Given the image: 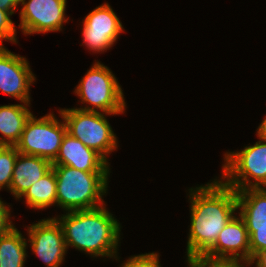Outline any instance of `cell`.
I'll return each instance as SVG.
<instances>
[{
	"label": "cell",
	"instance_id": "cell-8",
	"mask_svg": "<svg viewBox=\"0 0 266 267\" xmlns=\"http://www.w3.org/2000/svg\"><path fill=\"white\" fill-rule=\"evenodd\" d=\"M212 262L250 261V237L244 220L234 216L218 234L215 245L201 258Z\"/></svg>",
	"mask_w": 266,
	"mask_h": 267
},
{
	"label": "cell",
	"instance_id": "cell-11",
	"mask_svg": "<svg viewBox=\"0 0 266 267\" xmlns=\"http://www.w3.org/2000/svg\"><path fill=\"white\" fill-rule=\"evenodd\" d=\"M28 241L47 267H59L64 261L67 247L61 225L55 218L42 219L28 228Z\"/></svg>",
	"mask_w": 266,
	"mask_h": 267
},
{
	"label": "cell",
	"instance_id": "cell-7",
	"mask_svg": "<svg viewBox=\"0 0 266 267\" xmlns=\"http://www.w3.org/2000/svg\"><path fill=\"white\" fill-rule=\"evenodd\" d=\"M66 132L65 122H60L54 114L49 113L39 119L32 114L15 146L21 154L38 156L52 163Z\"/></svg>",
	"mask_w": 266,
	"mask_h": 267
},
{
	"label": "cell",
	"instance_id": "cell-22",
	"mask_svg": "<svg viewBox=\"0 0 266 267\" xmlns=\"http://www.w3.org/2000/svg\"><path fill=\"white\" fill-rule=\"evenodd\" d=\"M120 267H161V265L159 262V255L152 252L131 256Z\"/></svg>",
	"mask_w": 266,
	"mask_h": 267
},
{
	"label": "cell",
	"instance_id": "cell-9",
	"mask_svg": "<svg viewBox=\"0 0 266 267\" xmlns=\"http://www.w3.org/2000/svg\"><path fill=\"white\" fill-rule=\"evenodd\" d=\"M21 5L18 26L25 35L60 31L68 20L66 0H23Z\"/></svg>",
	"mask_w": 266,
	"mask_h": 267
},
{
	"label": "cell",
	"instance_id": "cell-24",
	"mask_svg": "<svg viewBox=\"0 0 266 267\" xmlns=\"http://www.w3.org/2000/svg\"><path fill=\"white\" fill-rule=\"evenodd\" d=\"M5 204L0 198V237L14 226L10 221V209Z\"/></svg>",
	"mask_w": 266,
	"mask_h": 267
},
{
	"label": "cell",
	"instance_id": "cell-18",
	"mask_svg": "<svg viewBox=\"0 0 266 267\" xmlns=\"http://www.w3.org/2000/svg\"><path fill=\"white\" fill-rule=\"evenodd\" d=\"M27 241L13 226L0 237V267H24Z\"/></svg>",
	"mask_w": 266,
	"mask_h": 267
},
{
	"label": "cell",
	"instance_id": "cell-21",
	"mask_svg": "<svg viewBox=\"0 0 266 267\" xmlns=\"http://www.w3.org/2000/svg\"><path fill=\"white\" fill-rule=\"evenodd\" d=\"M11 14L0 9V46H3L2 39L16 43V28L10 19Z\"/></svg>",
	"mask_w": 266,
	"mask_h": 267
},
{
	"label": "cell",
	"instance_id": "cell-10",
	"mask_svg": "<svg viewBox=\"0 0 266 267\" xmlns=\"http://www.w3.org/2000/svg\"><path fill=\"white\" fill-rule=\"evenodd\" d=\"M82 30L83 43L88 49L103 52L116 42L123 26L109 4L104 3L85 17Z\"/></svg>",
	"mask_w": 266,
	"mask_h": 267
},
{
	"label": "cell",
	"instance_id": "cell-16",
	"mask_svg": "<svg viewBox=\"0 0 266 267\" xmlns=\"http://www.w3.org/2000/svg\"><path fill=\"white\" fill-rule=\"evenodd\" d=\"M236 194L245 225H266V188L243 189Z\"/></svg>",
	"mask_w": 266,
	"mask_h": 267
},
{
	"label": "cell",
	"instance_id": "cell-23",
	"mask_svg": "<svg viewBox=\"0 0 266 267\" xmlns=\"http://www.w3.org/2000/svg\"><path fill=\"white\" fill-rule=\"evenodd\" d=\"M189 267H245L249 266L248 263L243 262H212L207 260H195L188 263Z\"/></svg>",
	"mask_w": 266,
	"mask_h": 267
},
{
	"label": "cell",
	"instance_id": "cell-25",
	"mask_svg": "<svg viewBox=\"0 0 266 267\" xmlns=\"http://www.w3.org/2000/svg\"><path fill=\"white\" fill-rule=\"evenodd\" d=\"M23 0H0V9L9 12L11 15L14 14L16 7L21 3Z\"/></svg>",
	"mask_w": 266,
	"mask_h": 267
},
{
	"label": "cell",
	"instance_id": "cell-15",
	"mask_svg": "<svg viewBox=\"0 0 266 267\" xmlns=\"http://www.w3.org/2000/svg\"><path fill=\"white\" fill-rule=\"evenodd\" d=\"M30 103L0 106V145L15 146L22 135L25 124L32 115L27 108Z\"/></svg>",
	"mask_w": 266,
	"mask_h": 267
},
{
	"label": "cell",
	"instance_id": "cell-4",
	"mask_svg": "<svg viewBox=\"0 0 266 267\" xmlns=\"http://www.w3.org/2000/svg\"><path fill=\"white\" fill-rule=\"evenodd\" d=\"M122 91L111 70L98 61L88 70L74 91L82 104L88 103L92 107L88 105L76 109L92 112L100 110L105 115L124 113L126 103Z\"/></svg>",
	"mask_w": 266,
	"mask_h": 267
},
{
	"label": "cell",
	"instance_id": "cell-26",
	"mask_svg": "<svg viewBox=\"0 0 266 267\" xmlns=\"http://www.w3.org/2000/svg\"><path fill=\"white\" fill-rule=\"evenodd\" d=\"M255 263L256 267H266V249L257 252L248 262V265H253Z\"/></svg>",
	"mask_w": 266,
	"mask_h": 267
},
{
	"label": "cell",
	"instance_id": "cell-6",
	"mask_svg": "<svg viewBox=\"0 0 266 267\" xmlns=\"http://www.w3.org/2000/svg\"><path fill=\"white\" fill-rule=\"evenodd\" d=\"M67 133L95 150L106 161L108 154L118 148L117 138L104 113L82 111L76 108L60 109Z\"/></svg>",
	"mask_w": 266,
	"mask_h": 267
},
{
	"label": "cell",
	"instance_id": "cell-27",
	"mask_svg": "<svg viewBox=\"0 0 266 267\" xmlns=\"http://www.w3.org/2000/svg\"><path fill=\"white\" fill-rule=\"evenodd\" d=\"M257 135L259 139L266 141V117L264 120H262V123L259 125L257 129Z\"/></svg>",
	"mask_w": 266,
	"mask_h": 267
},
{
	"label": "cell",
	"instance_id": "cell-13",
	"mask_svg": "<svg viewBox=\"0 0 266 267\" xmlns=\"http://www.w3.org/2000/svg\"><path fill=\"white\" fill-rule=\"evenodd\" d=\"M52 165H66L86 172H110L108 162L99 153L67 132Z\"/></svg>",
	"mask_w": 266,
	"mask_h": 267
},
{
	"label": "cell",
	"instance_id": "cell-1",
	"mask_svg": "<svg viewBox=\"0 0 266 267\" xmlns=\"http://www.w3.org/2000/svg\"><path fill=\"white\" fill-rule=\"evenodd\" d=\"M191 223L187 242V261L201 259L216 243L218 234L238 210L236 190L223 180L189 189Z\"/></svg>",
	"mask_w": 266,
	"mask_h": 267
},
{
	"label": "cell",
	"instance_id": "cell-5",
	"mask_svg": "<svg viewBox=\"0 0 266 267\" xmlns=\"http://www.w3.org/2000/svg\"><path fill=\"white\" fill-rule=\"evenodd\" d=\"M222 179L227 186L241 191L250 188H266V141L260 139L241 151L224 155ZM255 180L252 182L250 179Z\"/></svg>",
	"mask_w": 266,
	"mask_h": 267
},
{
	"label": "cell",
	"instance_id": "cell-12",
	"mask_svg": "<svg viewBox=\"0 0 266 267\" xmlns=\"http://www.w3.org/2000/svg\"><path fill=\"white\" fill-rule=\"evenodd\" d=\"M35 78L25 57L0 46V91L21 103H30L29 88Z\"/></svg>",
	"mask_w": 266,
	"mask_h": 267
},
{
	"label": "cell",
	"instance_id": "cell-3",
	"mask_svg": "<svg viewBox=\"0 0 266 267\" xmlns=\"http://www.w3.org/2000/svg\"><path fill=\"white\" fill-rule=\"evenodd\" d=\"M57 183V206L65 211L88 210L104 205L109 172H86L66 165H52Z\"/></svg>",
	"mask_w": 266,
	"mask_h": 267
},
{
	"label": "cell",
	"instance_id": "cell-17",
	"mask_svg": "<svg viewBox=\"0 0 266 267\" xmlns=\"http://www.w3.org/2000/svg\"><path fill=\"white\" fill-rule=\"evenodd\" d=\"M22 197H25L27 206L34 209H45L57 204V183L54 169L51 168L44 174L20 198Z\"/></svg>",
	"mask_w": 266,
	"mask_h": 267
},
{
	"label": "cell",
	"instance_id": "cell-20",
	"mask_svg": "<svg viewBox=\"0 0 266 267\" xmlns=\"http://www.w3.org/2000/svg\"><path fill=\"white\" fill-rule=\"evenodd\" d=\"M250 237V259L266 249V225H246Z\"/></svg>",
	"mask_w": 266,
	"mask_h": 267
},
{
	"label": "cell",
	"instance_id": "cell-14",
	"mask_svg": "<svg viewBox=\"0 0 266 267\" xmlns=\"http://www.w3.org/2000/svg\"><path fill=\"white\" fill-rule=\"evenodd\" d=\"M51 168L52 163L47 159L18 153L9 191L20 199Z\"/></svg>",
	"mask_w": 266,
	"mask_h": 267
},
{
	"label": "cell",
	"instance_id": "cell-19",
	"mask_svg": "<svg viewBox=\"0 0 266 267\" xmlns=\"http://www.w3.org/2000/svg\"><path fill=\"white\" fill-rule=\"evenodd\" d=\"M18 151L16 146L0 145V190H9Z\"/></svg>",
	"mask_w": 266,
	"mask_h": 267
},
{
	"label": "cell",
	"instance_id": "cell-2",
	"mask_svg": "<svg viewBox=\"0 0 266 267\" xmlns=\"http://www.w3.org/2000/svg\"><path fill=\"white\" fill-rule=\"evenodd\" d=\"M104 206L54 217L62 227L67 249L70 246L93 257L118 258L121 226Z\"/></svg>",
	"mask_w": 266,
	"mask_h": 267
}]
</instances>
